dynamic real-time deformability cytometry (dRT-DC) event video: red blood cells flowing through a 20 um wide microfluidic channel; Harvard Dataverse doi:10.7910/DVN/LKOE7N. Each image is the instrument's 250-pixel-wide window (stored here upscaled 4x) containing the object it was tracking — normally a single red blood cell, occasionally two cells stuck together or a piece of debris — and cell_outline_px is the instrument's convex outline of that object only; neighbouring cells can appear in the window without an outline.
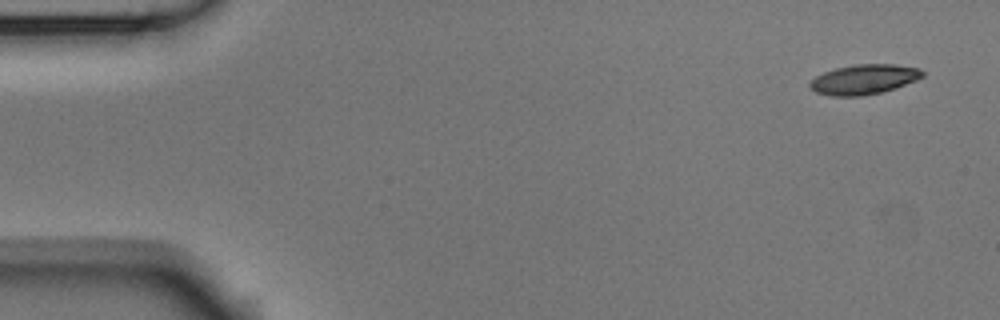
{"species": "Egyptian fruit bat (a non-hibernating species)", "species_latin": "Rousettus aegyptiacus", "temperature_condition": "room temperature", "stored_images_in_passage": 9, "camera_frame_rate_fps": 3000, "um_per_image_px": 0.085, "animal": {"sex": "male"}, "frame": {"image": 1, "passage_image": 1, "time_ms": 0.0, "image_size_px": [1000, 320], "cell_outline_px": [[924, 76], [916, 80], [896, 88], [880, 92], [860, 96], [832, 96], [816, 92], [808, 88], [808, 84], [816, 76], [824, 72], [836, 68], [856, 64], [896, 64], [920, 68], [924, 72]], "centroid_in_image_um": [73.44, 6.74], "position_along_channel_um": 11.6, "area_um2": 19.65}}
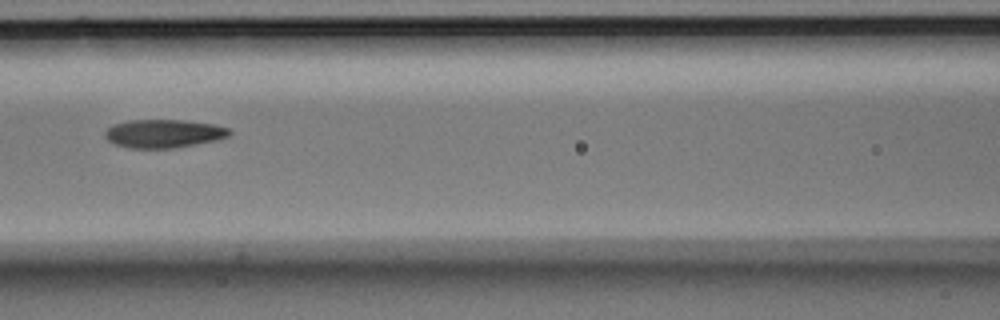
{"frame": {"image": 2, "passage_image": 6, "time_ms": 1.667, "image_size_px": [1000, 320], "cell_outline_px": [[232, 132], [228, 136], [216, 140], [196, 144], [172, 148], [132, 148], [116, 144], [108, 140], [104, 136], [104, 132], [112, 124], [128, 120], [184, 120], [212, 124], [228, 128]], "centroid_in_image_um": [13.89, 11.34], "position_along_channel_um": 152.7, "area_um2": 20.46}}
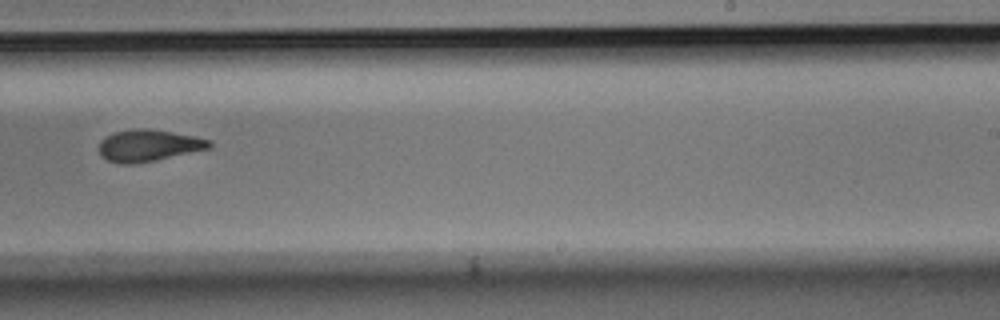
{"frame": {"image": 3, "passage_image": 9, "time_ms": 2.667, "image_size_px": [1000, 320], "cell_outline_px": [[212, 148], [156, 160], [132, 164], [120, 164], [108, 160], [100, 156], [100, 140], [104, 136], [116, 132], [132, 128], [148, 128], [172, 132], [212, 140]], "centroid_in_image_um": [12.63, 12.36], "position_along_channel_um": 276.4, "area_um2": 20.52}}